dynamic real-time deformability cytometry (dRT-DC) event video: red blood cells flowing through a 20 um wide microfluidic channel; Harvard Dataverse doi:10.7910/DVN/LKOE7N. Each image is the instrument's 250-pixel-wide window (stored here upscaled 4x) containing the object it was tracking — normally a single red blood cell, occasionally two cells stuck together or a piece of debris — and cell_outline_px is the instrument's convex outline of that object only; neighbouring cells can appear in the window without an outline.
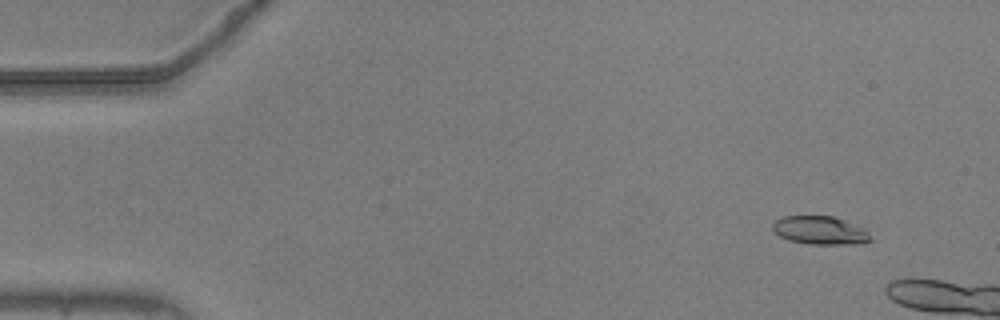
{"species": "common noctule bat (a hibernating species)", "species_latin": "Nyctalus noctula", "temperature_condition": "warm", "stored_images_in_passage": 15, "camera_frame_rate_fps": 3000, "um_per_image_px": 0.085, "animal": {"sex": "male", "body_mass_g": 20.5, "forearm_length_mm": 52.5}, "frame": {"image": 1, "passage_image": 5, "time_ms": 1.333, "image_size_px": [1000, 320], "cell_outline_px": [[872, 240], [864, 244], [808, 244], [788, 240], [780, 236], [772, 228], [772, 224], [776, 220], [784, 216], [832, 216], [844, 220], [864, 228], [868, 232]], "centroid_in_image_um": [69.73, 19.59], "position_along_channel_um": 15.3, "area_um2": 16.18}}